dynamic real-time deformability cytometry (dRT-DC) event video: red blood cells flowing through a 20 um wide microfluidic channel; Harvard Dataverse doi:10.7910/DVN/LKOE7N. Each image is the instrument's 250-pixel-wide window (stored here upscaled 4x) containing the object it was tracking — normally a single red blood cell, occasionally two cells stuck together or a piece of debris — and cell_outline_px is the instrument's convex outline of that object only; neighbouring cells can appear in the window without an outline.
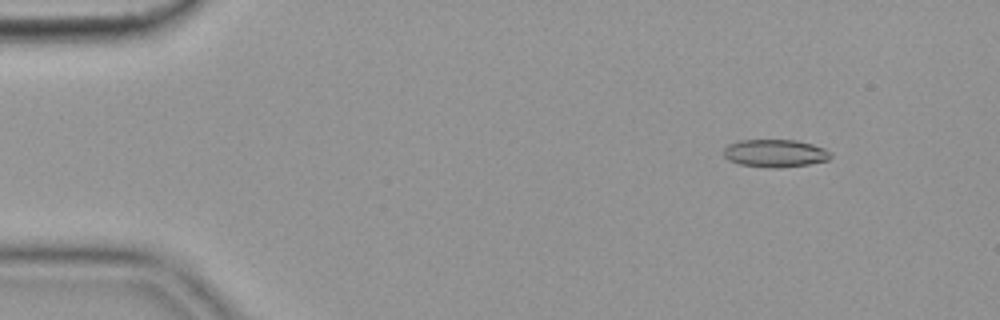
{"species": "common noctule bat (a hibernating species)", "species_latin": "Nyctalus noctula", "temperature_condition": "cold", "stored_images_in_passage": 56, "camera_frame_rate_fps": 3000, "um_per_image_px": 0.085, "animal": {"sex": "female", "body_mass_g": 19.9}, "frame": {"image": 1, "passage_image": 7, "time_ms": 2.0, "image_size_px": [1000, 320], "cell_outline_px": [[832, 156], [828, 160], [808, 164], [780, 168], [768, 168], [740, 164], [728, 160], [724, 156], [724, 148], [728, 144], [740, 140], [796, 140], [812, 144], [824, 148]], "centroid_in_image_um": [65.86, 13.03], "position_along_channel_um": 19.1, "area_um2": 17.28}}
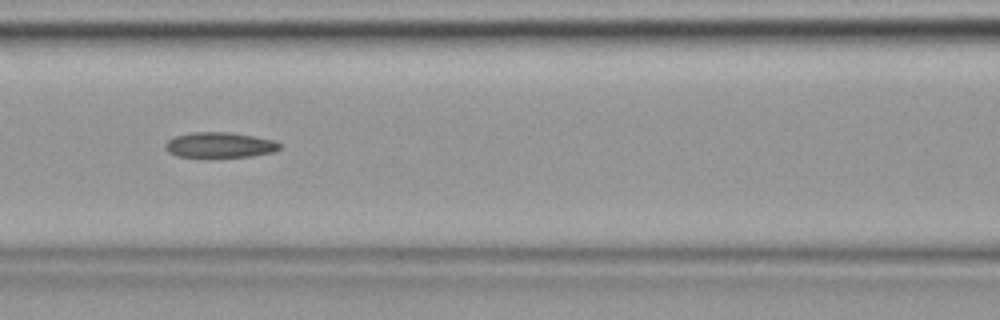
{"frame": {"image": 2, "passage_image": 25, "time_ms": 8.0, "image_size_px": [1000, 320], "cell_outline_px": [[280, 148], [272, 152], [252, 156], [176, 156], [168, 152], [164, 148], [164, 144], [168, 140], [176, 136], [192, 132], [228, 132], [252, 136], [272, 140], [280, 144]], "centroid_in_image_um": [18.63, 12.31], "position_along_channel_um": 148.0, "area_um2": 16.53}}
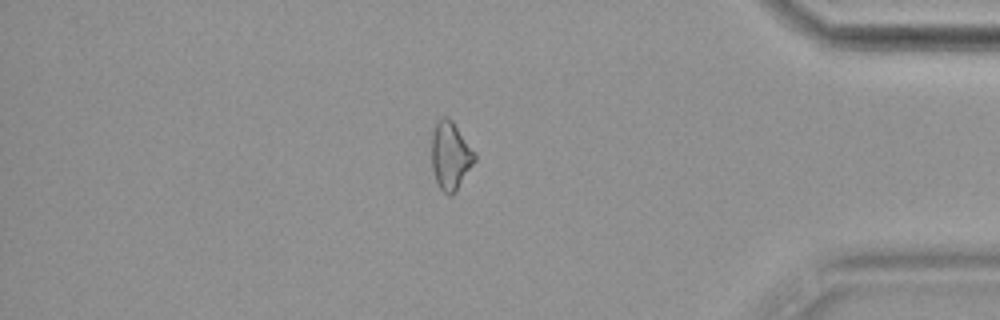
{"frame": {"image": 3, "passage_image": 48, "time_ms": 15.667, "image_size_px": [1000, 320], "cell_outline_px": [[476, 160], [456, 192], [452, 196], [448, 196], [440, 188], [436, 180], [432, 168], [428, 132], [440, 116], [448, 116], [452, 120], [476, 152]], "centroid_in_image_um": [38.24, 13.17], "position_along_channel_um": 397.0, "area_um2": 18.03}}